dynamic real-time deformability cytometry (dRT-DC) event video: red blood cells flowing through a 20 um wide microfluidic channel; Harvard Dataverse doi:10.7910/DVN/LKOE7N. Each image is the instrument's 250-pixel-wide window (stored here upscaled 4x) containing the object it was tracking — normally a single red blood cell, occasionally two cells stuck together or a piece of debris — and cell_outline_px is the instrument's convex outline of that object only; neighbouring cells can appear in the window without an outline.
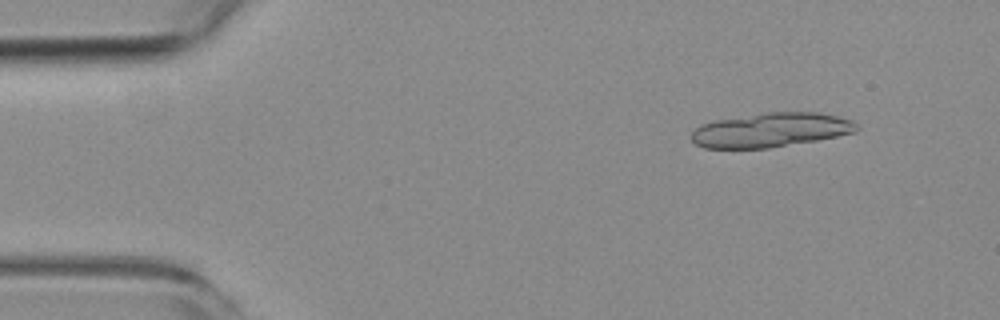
{"species": "common noctule bat (a hibernating species)", "species_latin": "Nyctalus noctula", "temperature_condition": "room temperature", "stored_images_in_passage": 6, "camera_frame_rate_fps": 3000, "um_per_image_px": 0.085, "animal": {"sex": "female", "body_mass_g": 19.3, "forearm_length_mm": 54.1}, "frame": {"image": 1, "passage_image": 2, "time_ms": 1.333, "image_size_px": [1000, 320], "cell_outline_px": [[860, 128], [856, 132], [816, 140], [768, 148], [704, 148], [696, 144], [692, 140], [692, 132], [700, 124], [716, 120], [768, 112], [820, 112], [852, 120]], "centroid_in_image_um": [65.53, 11.05], "position_along_channel_um": 19.5, "area_um2": 32.83}}